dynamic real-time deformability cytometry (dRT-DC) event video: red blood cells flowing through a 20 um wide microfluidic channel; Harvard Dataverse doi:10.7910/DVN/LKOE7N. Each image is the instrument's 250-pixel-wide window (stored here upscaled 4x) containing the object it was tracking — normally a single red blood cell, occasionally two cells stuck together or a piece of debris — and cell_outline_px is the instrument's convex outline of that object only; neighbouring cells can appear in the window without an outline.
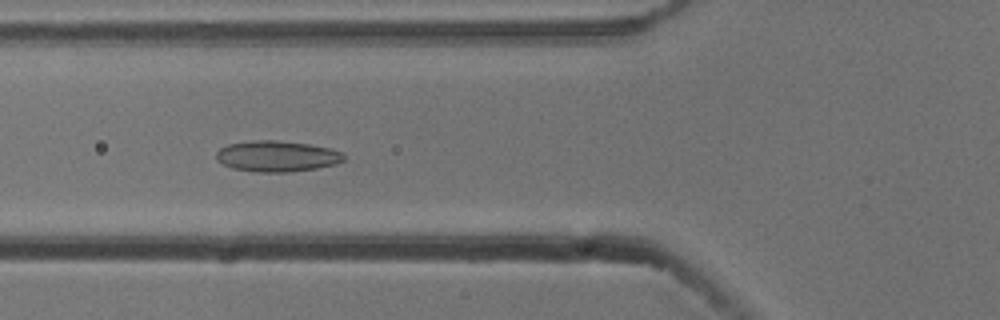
{"species": "common noctule bat (a hibernating species)", "species_latin": "Nyctalus noctula", "temperature_condition": "cold", "stored_images_in_passage": 49, "camera_frame_rate_fps": 3000, "um_per_image_px": 0.085, "animal": {"sex": "male", "body_mass_g": 13.3}, "frame": {"image": 1, "passage_image": 15, "time_ms": 4.667, "image_size_px": [1000, 320], "cell_outline_px": [[344, 160], [336, 164], [316, 168], [288, 172], [256, 172], [232, 168], [216, 160], [216, 152], [220, 148], [228, 144], [252, 140], [276, 140], [308, 144], [332, 148], [344, 152]], "centroid_in_image_um": [23.55, 13.27], "position_along_channel_um": 102.3, "area_um2": 23.12}}
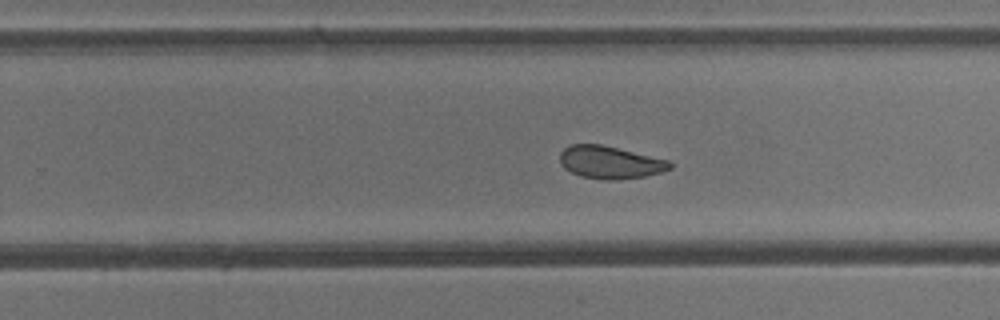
{"frame": {"image": 2, "passage_image": 29, "time_ms": 9.333, "image_size_px": [1000, 320], "cell_outline_px": [[672, 168], [660, 172], [644, 176], [616, 180], [604, 180], [580, 176], [564, 168], [560, 164], [560, 152], [564, 148], [572, 144], [600, 144], [668, 160], [672, 164]], "centroid_in_image_um": [51.82, 13.8], "position_along_channel_um": 278.0, "area_um2": 20.75}}
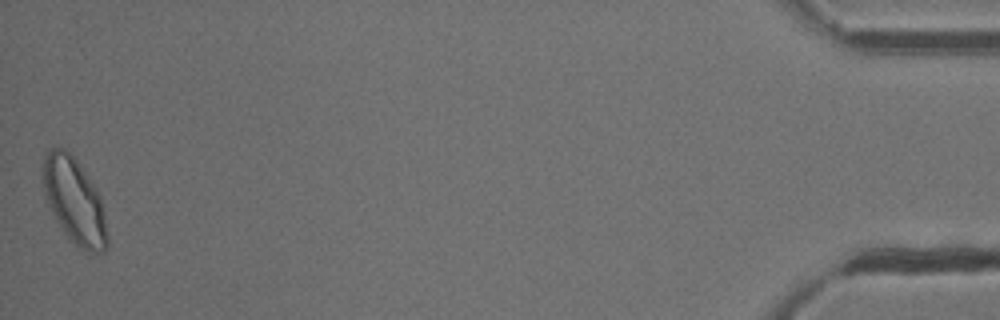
{"frame": {"image": 3, "passage_image": 49, "time_ms": 16.0, "image_size_px": [1000, 320], "cell_outline_px": [[108, 248], [104, 252], [88, 256], [68, 240], [60, 228], [48, 208], [44, 196], [44, 152], [52, 148], [64, 148], [76, 160], [96, 188], [100, 196], [104, 212], [108, 236]], "centroid_in_image_um": [6.34, 17.2], "position_along_channel_um": 428.9, "area_um2": 32.77}, "authors_computed_cell_mechanics": {"area_um2": 23.1778, "velocity_mm_per_s": 3.7576, "shape_relaxation_time_tau1_ms": null, "shape_relaxation_time_tau2_ms": 2.8936, "deformation_change_tau1": null, "deformation_change_tau2": 0.0837}}